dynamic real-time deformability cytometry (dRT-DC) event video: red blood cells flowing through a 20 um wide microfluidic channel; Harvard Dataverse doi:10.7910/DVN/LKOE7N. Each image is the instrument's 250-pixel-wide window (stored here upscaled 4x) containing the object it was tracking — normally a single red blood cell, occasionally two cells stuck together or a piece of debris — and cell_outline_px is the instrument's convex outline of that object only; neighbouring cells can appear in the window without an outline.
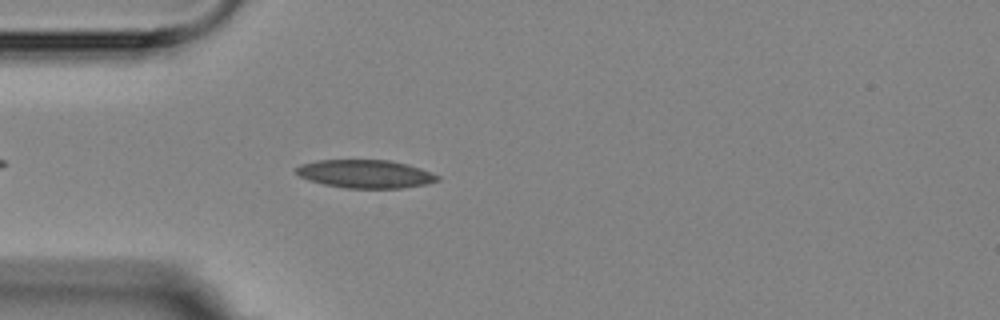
{"species": "Egyptian fruit bat (a non-hibernating species)", "species_latin": "Rousettus aegyptiacus", "temperature_condition": "room temperature", "stored_images_in_passage": 2, "camera_frame_rate_fps": 3000, "um_per_image_px": 0.085, "animal": {"sex": "female"}, "frame": {"image": 1, "passage_image": 2, "time_ms": 1.0, "image_size_px": [1000, 320], "cell_outline_px": [[440, 180], [428, 184], [400, 188], [344, 188], [324, 184], [308, 180], [300, 176], [296, 172], [296, 168], [300, 164], [316, 160], [388, 160], [408, 164], [432, 172], [440, 176]], "centroid_in_image_um": [31.08, 14.78], "position_along_channel_um": 53.9, "area_um2": 23.35}}